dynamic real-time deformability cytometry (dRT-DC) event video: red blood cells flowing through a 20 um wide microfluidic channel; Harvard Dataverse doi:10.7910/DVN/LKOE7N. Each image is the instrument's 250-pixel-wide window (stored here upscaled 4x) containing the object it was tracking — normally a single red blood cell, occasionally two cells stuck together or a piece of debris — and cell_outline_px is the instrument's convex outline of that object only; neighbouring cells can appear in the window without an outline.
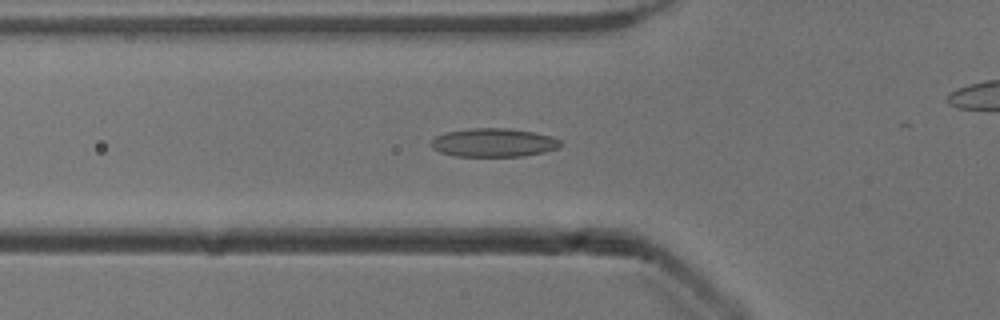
{"species": "common noctule bat (a hibernating species)", "species_latin": "Nyctalus noctula", "temperature_condition": "cold", "stored_images_in_passage": 24, "camera_frame_rate_fps": 3000, "um_per_image_px": 0.085, "animal": {"sex": "male", "body_mass_g": 13.3}, "frame": {"image": 1, "passage_image": 17, "time_ms": 5.333, "image_size_px": [1000, 320], "cell_outline_px": [[564, 144], [556, 148], [544, 152], [524, 156], [456, 156], [440, 152], [432, 148], [428, 144], [436, 136], [444, 132], [468, 128], [508, 128], [532, 132], [552, 136], [560, 140]], "centroid_in_image_um": [41.93, 12.12], "position_along_channel_um": 83.9, "area_um2": 21.68}}
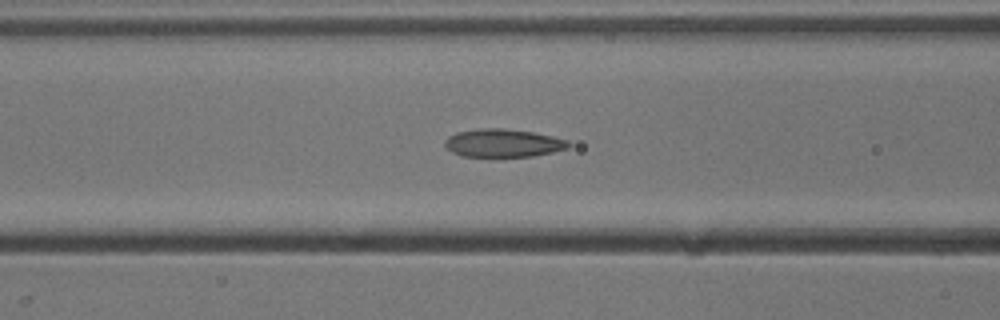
{"frame": {"image": 2, "passage_image": 20, "time_ms": 6.333, "image_size_px": [1000, 320], "cell_outline_px": [[572, 144], [568, 148], [552, 152], [532, 156], [460, 156], [452, 152], [444, 144], [444, 140], [448, 136], [456, 132], [480, 128], [504, 128], [532, 132], [552, 136], [568, 140]], "centroid_in_image_um": [42.76, 12.15], "position_along_channel_um": 123.8, "area_um2": 20.23}}
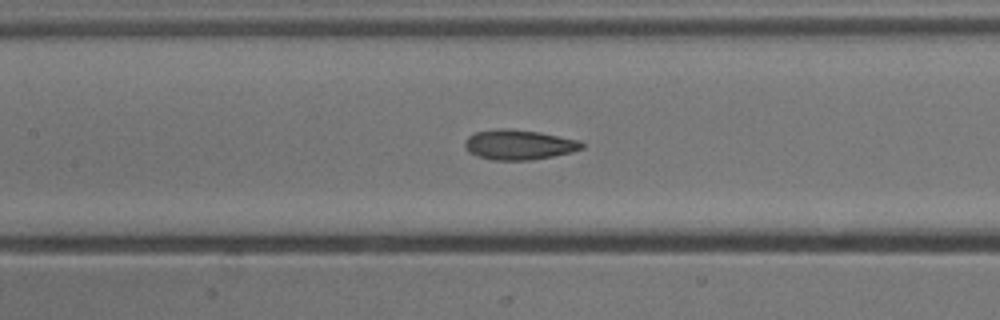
{"frame": {"image": 3, "passage_image": 23, "time_ms": 7.333, "image_size_px": [1000, 320], "cell_outline_px": [[584, 148], [572, 152], [552, 156], [528, 160], [492, 160], [476, 156], [468, 152], [464, 148], [464, 140], [468, 136], [476, 132], [496, 128], [508, 128], [540, 132], [580, 140], [584, 144]], "centroid_in_image_um": [44.08, 12.29], "position_along_channel_um": 163.3, "area_um2": 20.69}}